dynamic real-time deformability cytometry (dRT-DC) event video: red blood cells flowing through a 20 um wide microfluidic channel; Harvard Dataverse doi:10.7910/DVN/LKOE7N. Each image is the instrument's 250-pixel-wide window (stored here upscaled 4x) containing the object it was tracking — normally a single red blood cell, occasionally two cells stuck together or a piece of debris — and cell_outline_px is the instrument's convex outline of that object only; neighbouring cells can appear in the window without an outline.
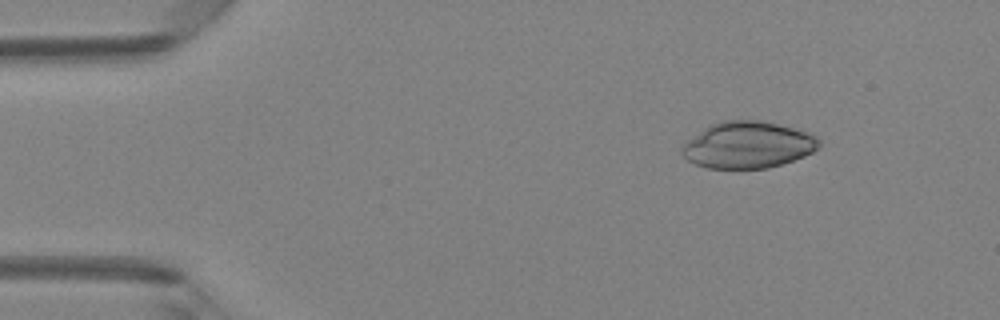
{"species": "Egyptian fruit bat (a non-hibernating species)", "species_latin": "Rousettus aegyptiacus", "temperature_condition": "room temperature", "stored_images_in_passage": 48, "camera_frame_rate_fps": 3000, "um_per_image_px": 0.085, "animal": {"sex": "female"}, "frame": {"image": 1, "passage_image": 6, "time_ms": 1.667, "image_size_px": [1000, 320], "cell_outline_px": [[820, 148], [804, 156], [768, 168], [708, 168], [696, 164], [688, 160], [684, 156], [680, 148], [688, 140], [704, 128], [712, 124], [724, 120], [756, 120], [776, 124], [792, 128], [816, 136], [820, 140]], "centroid_in_image_um": [63.56, 12.32], "position_along_channel_um": 21.4, "area_um2": 36.76}}